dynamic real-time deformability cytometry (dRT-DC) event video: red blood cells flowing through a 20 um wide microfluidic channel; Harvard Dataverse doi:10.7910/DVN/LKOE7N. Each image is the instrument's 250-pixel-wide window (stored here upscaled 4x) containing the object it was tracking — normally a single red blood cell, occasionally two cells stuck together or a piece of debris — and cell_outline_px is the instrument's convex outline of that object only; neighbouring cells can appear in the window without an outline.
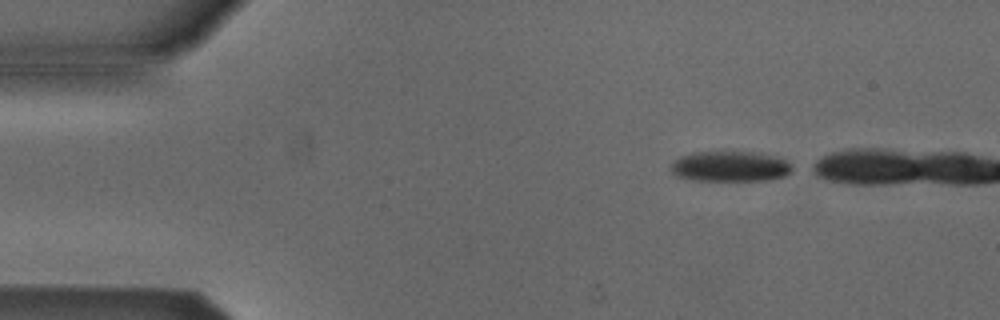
{"species": "Egyptian fruit bat (a non-hibernating species)", "species_latin": "Rousettus aegyptiacus", "temperature_condition": "cold", "stored_images_in_passage": 2, "camera_frame_rate_fps": 3000, "um_per_image_px": 0.085, "animal": {"sex": "male"}, "frame": {"image": 1, "passage_image": 1, "time_ms": 0.0, "image_size_px": [1000, 320], "cell_outline_px": [[800, 168], [784, 176], [768, 180], [692, 180], [676, 176], [668, 168], [672, 160], [680, 156], [692, 152], [752, 152], [776, 156]], "centroid_in_image_um": [62.07, 14.14], "position_along_channel_um": 22.9, "area_um2": 21.91}}